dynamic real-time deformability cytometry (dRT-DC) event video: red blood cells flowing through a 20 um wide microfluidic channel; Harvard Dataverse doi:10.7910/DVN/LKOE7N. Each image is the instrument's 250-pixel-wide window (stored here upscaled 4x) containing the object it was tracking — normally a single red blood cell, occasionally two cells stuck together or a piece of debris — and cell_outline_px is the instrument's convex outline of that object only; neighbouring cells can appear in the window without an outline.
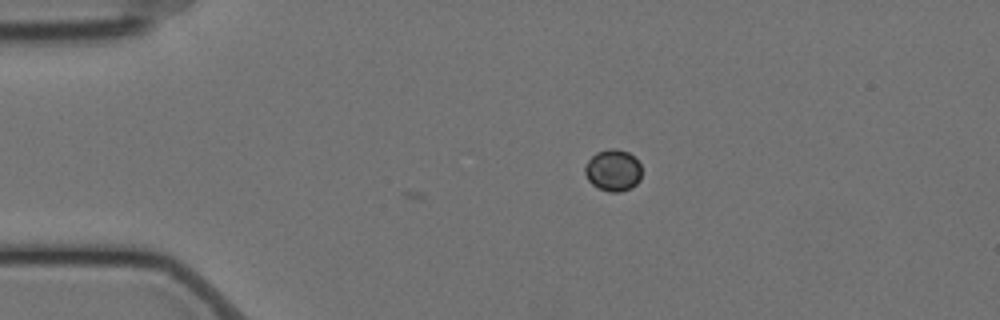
{"species": "Egyptian fruit bat (a non-hibernating species)", "species_latin": "Rousettus aegyptiacus", "temperature_condition": "cold", "stored_images_in_passage": 16, "camera_frame_rate_fps": 3000, "um_per_image_px": 0.085, "animal": {"sex": "female"}, "frame": {"image": 1, "passage_image": 16, "time_ms": 5.0, "image_size_px": [1000, 320], "cell_outline_px": [[640, 180], [632, 188], [620, 192], [608, 192], [592, 184], [588, 180], [584, 172], [584, 168], [588, 160], [596, 152], [608, 148], [616, 148], [628, 152], [640, 164]], "centroid_in_image_um": [52.1, 14.47], "position_along_channel_um": 32.9, "area_um2": 13.81}}